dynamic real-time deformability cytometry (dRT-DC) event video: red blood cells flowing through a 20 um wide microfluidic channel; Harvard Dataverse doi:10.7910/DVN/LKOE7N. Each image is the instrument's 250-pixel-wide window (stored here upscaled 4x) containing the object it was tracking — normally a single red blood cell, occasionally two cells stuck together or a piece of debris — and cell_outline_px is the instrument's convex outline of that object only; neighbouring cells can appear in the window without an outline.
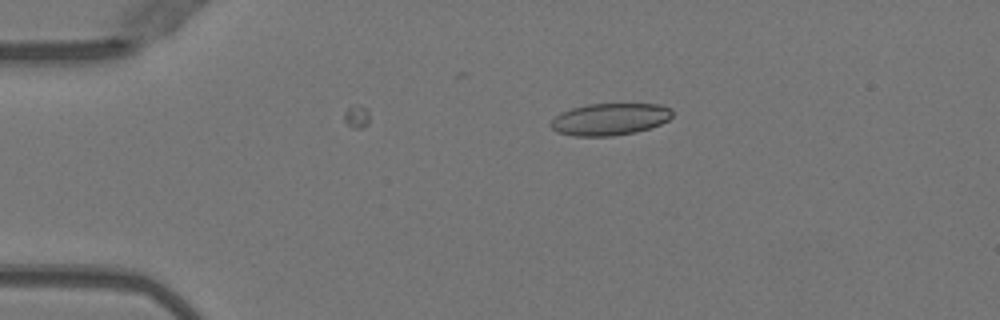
{"species": "Egyptian fruit bat (a non-hibernating species)", "species_latin": "Rousettus aegyptiacus", "temperature_condition": "warm", "stored_images_in_passage": 6, "camera_frame_rate_fps": 3000, "um_per_image_px": 0.085, "animal": {"sex": "female"}, "frame": {"image": 1, "passage_image": 1, "time_ms": 0.0, "image_size_px": [1000, 320], "cell_outline_px": [[672, 116], [668, 120], [660, 124], [636, 132], [612, 136], [572, 136], [556, 132], [548, 124], [560, 112], [572, 108], [588, 104], [660, 104], [672, 108]], "centroid_in_image_um": [51.82, 10.13], "position_along_channel_um": 33.2, "area_um2": 22.77}}